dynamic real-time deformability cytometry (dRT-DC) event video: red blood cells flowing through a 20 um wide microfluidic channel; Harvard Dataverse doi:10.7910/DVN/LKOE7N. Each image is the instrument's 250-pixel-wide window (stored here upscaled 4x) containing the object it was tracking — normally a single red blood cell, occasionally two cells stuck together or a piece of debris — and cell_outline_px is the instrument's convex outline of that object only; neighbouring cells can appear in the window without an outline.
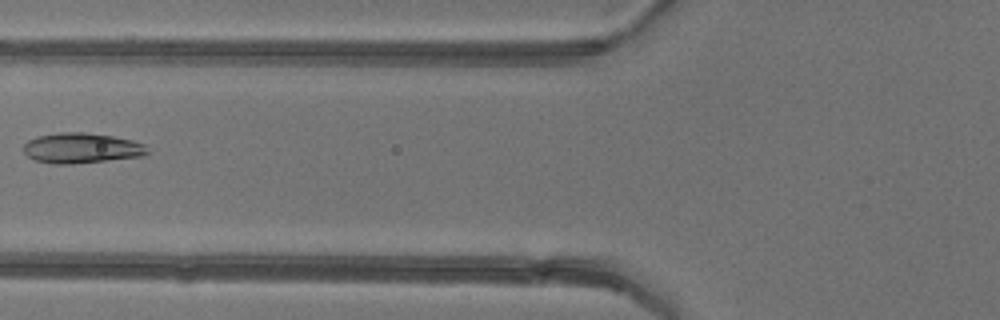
{"species": "common noctule bat (a hibernating species)", "species_latin": "Nyctalus noctula", "temperature_condition": "warm", "stored_images_in_passage": 7, "camera_frame_rate_fps": 3000, "um_per_image_px": 0.085, "animal": {"sex": "female"}, "frame": {"image": 1, "passage_image": 7, "time_ms": 7.0, "image_size_px": [1000, 320], "cell_outline_px": [[152, 152], [144, 156], [68, 164], [56, 164], [36, 160], [28, 156], [24, 152], [24, 144], [28, 140], [36, 136], [60, 132], [84, 132], [112, 136], [132, 140], [144, 144]], "centroid_in_image_um": [6.96, 12.58], "position_along_channel_um": 118.8, "area_um2": 21.85}}